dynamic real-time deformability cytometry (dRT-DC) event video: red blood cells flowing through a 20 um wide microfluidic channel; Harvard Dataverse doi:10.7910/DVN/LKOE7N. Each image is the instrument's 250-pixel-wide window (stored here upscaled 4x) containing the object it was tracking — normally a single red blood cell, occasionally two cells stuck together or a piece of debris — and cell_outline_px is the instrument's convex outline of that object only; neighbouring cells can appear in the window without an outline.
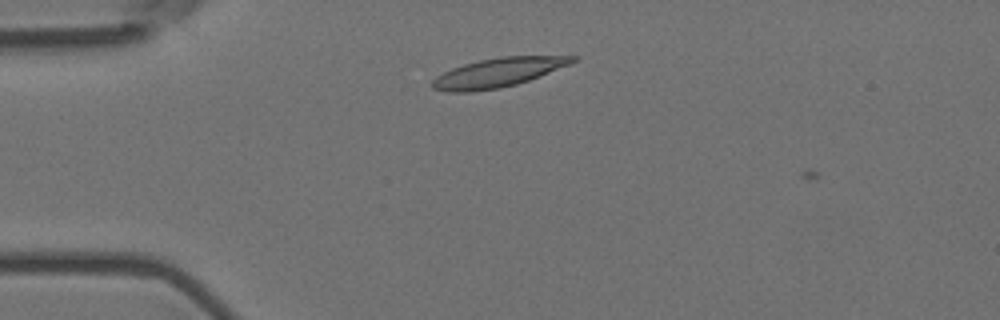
{"species": "Egyptian fruit bat (a non-hibernating species)", "species_latin": "Rousettus aegyptiacus", "temperature_condition": "room temperature", "stored_images_in_passage": 3, "camera_frame_rate_fps": 3000, "um_per_image_px": 0.085, "animal": {"sex": "female"}, "frame": {"image": 1, "passage_image": 2, "time_ms": 0.333, "image_size_px": [1000, 320], "cell_outline_px": [[580, 60], [572, 64], [540, 76], [516, 84], [500, 88], [468, 92], [448, 92], [432, 88], [432, 80], [436, 76], [452, 68], [464, 64], [480, 60], [500, 56], [580, 56]], "centroid_in_image_um": [42.38, 6.16], "position_along_channel_um": 42.6, "area_um2": 23.87}}